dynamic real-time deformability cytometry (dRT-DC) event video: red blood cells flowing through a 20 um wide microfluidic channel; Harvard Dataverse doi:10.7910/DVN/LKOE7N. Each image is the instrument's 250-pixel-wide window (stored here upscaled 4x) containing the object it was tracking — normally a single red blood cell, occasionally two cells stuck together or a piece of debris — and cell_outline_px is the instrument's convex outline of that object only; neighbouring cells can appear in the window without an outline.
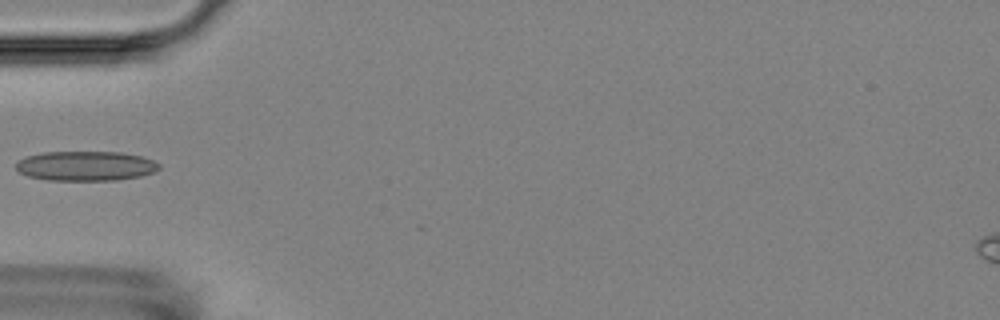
{"species": "Egyptian fruit bat (a non-hibernating species)", "species_latin": "Rousettus aegyptiacus", "temperature_condition": "room temperature", "stored_images_in_passage": 1, "camera_frame_rate_fps": 3000, "um_per_image_px": 0.085, "animal": {"sex": "female"}, "frame": {"image": 1, "passage_image": 1, "time_ms": 0.0, "image_size_px": [1000, 320], "cell_outline_px": [[160, 168], [156, 172], [140, 176], [116, 180], [48, 180], [28, 176], [20, 172], [16, 168], [16, 160], [28, 156], [44, 152], [120, 152], [140, 156], [152, 160], [160, 164]], "centroid_in_image_um": [7.29, 14.1], "position_along_channel_um": 77.7, "area_um2": 24.74}}